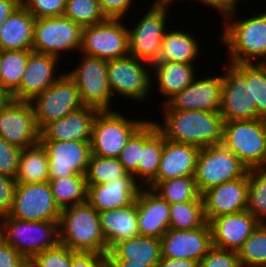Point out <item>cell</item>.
<instances>
[{
    "label": "cell",
    "mask_w": 266,
    "mask_h": 267,
    "mask_svg": "<svg viewBox=\"0 0 266 267\" xmlns=\"http://www.w3.org/2000/svg\"><path fill=\"white\" fill-rule=\"evenodd\" d=\"M151 69V64L131 55L109 60L107 73L112 95L118 94L132 101L143 102L150 97V91L153 89L151 87L153 76H150L152 72H149Z\"/></svg>",
    "instance_id": "cell-11"
},
{
    "label": "cell",
    "mask_w": 266,
    "mask_h": 267,
    "mask_svg": "<svg viewBox=\"0 0 266 267\" xmlns=\"http://www.w3.org/2000/svg\"><path fill=\"white\" fill-rule=\"evenodd\" d=\"M169 214V229L190 230L207 223L201 195L194 201L169 204Z\"/></svg>",
    "instance_id": "cell-37"
},
{
    "label": "cell",
    "mask_w": 266,
    "mask_h": 267,
    "mask_svg": "<svg viewBox=\"0 0 266 267\" xmlns=\"http://www.w3.org/2000/svg\"><path fill=\"white\" fill-rule=\"evenodd\" d=\"M146 187L151 188L169 204L194 201L201 195L197 190L194 176L150 182Z\"/></svg>",
    "instance_id": "cell-35"
},
{
    "label": "cell",
    "mask_w": 266,
    "mask_h": 267,
    "mask_svg": "<svg viewBox=\"0 0 266 267\" xmlns=\"http://www.w3.org/2000/svg\"><path fill=\"white\" fill-rule=\"evenodd\" d=\"M163 148L164 135L159 130L141 148L137 168V182L141 186L146 187L157 176Z\"/></svg>",
    "instance_id": "cell-38"
},
{
    "label": "cell",
    "mask_w": 266,
    "mask_h": 267,
    "mask_svg": "<svg viewBox=\"0 0 266 267\" xmlns=\"http://www.w3.org/2000/svg\"><path fill=\"white\" fill-rule=\"evenodd\" d=\"M222 75L223 87L220 114L224 121L255 120L256 106H252L251 81L230 63Z\"/></svg>",
    "instance_id": "cell-17"
},
{
    "label": "cell",
    "mask_w": 266,
    "mask_h": 267,
    "mask_svg": "<svg viewBox=\"0 0 266 267\" xmlns=\"http://www.w3.org/2000/svg\"><path fill=\"white\" fill-rule=\"evenodd\" d=\"M161 256L199 262L213 246L209 223L190 230L168 229L160 238Z\"/></svg>",
    "instance_id": "cell-19"
},
{
    "label": "cell",
    "mask_w": 266,
    "mask_h": 267,
    "mask_svg": "<svg viewBox=\"0 0 266 267\" xmlns=\"http://www.w3.org/2000/svg\"><path fill=\"white\" fill-rule=\"evenodd\" d=\"M60 213L48 182L16 183L7 216L24 221H59Z\"/></svg>",
    "instance_id": "cell-14"
},
{
    "label": "cell",
    "mask_w": 266,
    "mask_h": 267,
    "mask_svg": "<svg viewBox=\"0 0 266 267\" xmlns=\"http://www.w3.org/2000/svg\"><path fill=\"white\" fill-rule=\"evenodd\" d=\"M246 210L259 222L266 223V167L248 169Z\"/></svg>",
    "instance_id": "cell-41"
},
{
    "label": "cell",
    "mask_w": 266,
    "mask_h": 267,
    "mask_svg": "<svg viewBox=\"0 0 266 267\" xmlns=\"http://www.w3.org/2000/svg\"><path fill=\"white\" fill-rule=\"evenodd\" d=\"M263 123H264L265 129H266V118H263Z\"/></svg>",
    "instance_id": "cell-59"
},
{
    "label": "cell",
    "mask_w": 266,
    "mask_h": 267,
    "mask_svg": "<svg viewBox=\"0 0 266 267\" xmlns=\"http://www.w3.org/2000/svg\"><path fill=\"white\" fill-rule=\"evenodd\" d=\"M32 50H0V84L11 94L20 86Z\"/></svg>",
    "instance_id": "cell-36"
},
{
    "label": "cell",
    "mask_w": 266,
    "mask_h": 267,
    "mask_svg": "<svg viewBox=\"0 0 266 267\" xmlns=\"http://www.w3.org/2000/svg\"><path fill=\"white\" fill-rule=\"evenodd\" d=\"M222 144L248 169L266 167V129L263 118L226 121Z\"/></svg>",
    "instance_id": "cell-5"
},
{
    "label": "cell",
    "mask_w": 266,
    "mask_h": 267,
    "mask_svg": "<svg viewBox=\"0 0 266 267\" xmlns=\"http://www.w3.org/2000/svg\"><path fill=\"white\" fill-rule=\"evenodd\" d=\"M21 4L38 19L63 15L66 0H21Z\"/></svg>",
    "instance_id": "cell-46"
},
{
    "label": "cell",
    "mask_w": 266,
    "mask_h": 267,
    "mask_svg": "<svg viewBox=\"0 0 266 267\" xmlns=\"http://www.w3.org/2000/svg\"><path fill=\"white\" fill-rule=\"evenodd\" d=\"M248 168L223 144H215L200 149L195 184L202 194L207 189L243 177Z\"/></svg>",
    "instance_id": "cell-7"
},
{
    "label": "cell",
    "mask_w": 266,
    "mask_h": 267,
    "mask_svg": "<svg viewBox=\"0 0 266 267\" xmlns=\"http://www.w3.org/2000/svg\"><path fill=\"white\" fill-rule=\"evenodd\" d=\"M20 4L21 0H0V26Z\"/></svg>",
    "instance_id": "cell-54"
},
{
    "label": "cell",
    "mask_w": 266,
    "mask_h": 267,
    "mask_svg": "<svg viewBox=\"0 0 266 267\" xmlns=\"http://www.w3.org/2000/svg\"><path fill=\"white\" fill-rule=\"evenodd\" d=\"M99 218L108 251L118 242L140 235L135 201L122 208L101 212Z\"/></svg>",
    "instance_id": "cell-28"
},
{
    "label": "cell",
    "mask_w": 266,
    "mask_h": 267,
    "mask_svg": "<svg viewBox=\"0 0 266 267\" xmlns=\"http://www.w3.org/2000/svg\"><path fill=\"white\" fill-rule=\"evenodd\" d=\"M28 267H71V250L62 244L34 255Z\"/></svg>",
    "instance_id": "cell-44"
},
{
    "label": "cell",
    "mask_w": 266,
    "mask_h": 267,
    "mask_svg": "<svg viewBox=\"0 0 266 267\" xmlns=\"http://www.w3.org/2000/svg\"><path fill=\"white\" fill-rule=\"evenodd\" d=\"M30 103L39 131L47 124L64 118L71 111L83 106L76 85L65 73Z\"/></svg>",
    "instance_id": "cell-13"
},
{
    "label": "cell",
    "mask_w": 266,
    "mask_h": 267,
    "mask_svg": "<svg viewBox=\"0 0 266 267\" xmlns=\"http://www.w3.org/2000/svg\"><path fill=\"white\" fill-rule=\"evenodd\" d=\"M251 81L252 106H256L257 118H266V67L262 63L232 64Z\"/></svg>",
    "instance_id": "cell-39"
},
{
    "label": "cell",
    "mask_w": 266,
    "mask_h": 267,
    "mask_svg": "<svg viewBox=\"0 0 266 267\" xmlns=\"http://www.w3.org/2000/svg\"><path fill=\"white\" fill-rule=\"evenodd\" d=\"M194 1V0H193ZM202 2L203 5L211 6L217 11L221 12L220 14L225 16L231 12L237 11L238 0H198Z\"/></svg>",
    "instance_id": "cell-52"
},
{
    "label": "cell",
    "mask_w": 266,
    "mask_h": 267,
    "mask_svg": "<svg viewBox=\"0 0 266 267\" xmlns=\"http://www.w3.org/2000/svg\"><path fill=\"white\" fill-rule=\"evenodd\" d=\"M237 15L236 11L225 15L220 32L221 42L227 46L228 63L266 62V12L240 20Z\"/></svg>",
    "instance_id": "cell-2"
},
{
    "label": "cell",
    "mask_w": 266,
    "mask_h": 267,
    "mask_svg": "<svg viewBox=\"0 0 266 267\" xmlns=\"http://www.w3.org/2000/svg\"><path fill=\"white\" fill-rule=\"evenodd\" d=\"M63 15L82 27L97 24L107 19L98 0H66Z\"/></svg>",
    "instance_id": "cell-43"
},
{
    "label": "cell",
    "mask_w": 266,
    "mask_h": 267,
    "mask_svg": "<svg viewBox=\"0 0 266 267\" xmlns=\"http://www.w3.org/2000/svg\"><path fill=\"white\" fill-rule=\"evenodd\" d=\"M259 223L247 210L220 215L209 222L212 244L218 248L237 252Z\"/></svg>",
    "instance_id": "cell-22"
},
{
    "label": "cell",
    "mask_w": 266,
    "mask_h": 267,
    "mask_svg": "<svg viewBox=\"0 0 266 267\" xmlns=\"http://www.w3.org/2000/svg\"><path fill=\"white\" fill-rule=\"evenodd\" d=\"M82 26L64 15L35 20L32 51L55 56L80 50Z\"/></svg>",
    "instance_id": "cell-12"
},
{
    "label": "cell",
    "mask_w": 266,
    "mask_h": 267,
    "mask_svg": "<svg viewBox=\"0 0 266 267\" xmlns=\"http://www.w3.org/2000/svg\"><path fill=\"white\" fill-rule=\"evenodd\" d=\"M49 159L46 149L39 142L21 149L16 183L33 184L49 181Z\"/></svg>",
    "instance_id": "cell-32"
},
{
    "label": "cell",
    "mask_w": 266,
    "mask_h": 267,
    "mask_svg": "<svg viewBox=\"0 0 266 267\" xmlns=\"http://www.w3.org/2000/svg\"><path fill=\"white\" fill-rule=\"evenodd\" d=\"M207 222L225 214L246 210L248 197V172L236 180L211 187L202 194Z\"/></svg>",
    "instance_id": "cell-20"
},
{
    "label": "cell",
    "mask_w": 266,
    "mask_h": 267,
    "mask_svg": "<svg viewBox=\"0 0 266 267\" xmlns=\"http://www.w3.org/2000/svg\"><path fill=\"white\" fill-rule=\"evenodd\" d=\"M0 136L20 149L39 143L40 131L30 101L13 99L0 110Z\"/></svg>",
    "instance_id": "cell-15"
},
{
    "label": "cell",
    "mask_w": 266,
    "mask_h": 267,
    "mask_svg": "<svg viewBox=\"0 0 266 267\" xmlns=\"http://www.w3.org/2000/svg\"><path fill=\"white\" fill-rule=\"evenodd\" d=\"M116 267H153L145 263L132 262L131 260H111Z\"/></svg>",
    "instance_id": "cell-56"
},
{
    "label": "cell",
    "mask_w": 266,
    "mask_h": 267,
    "mask_svg": "<svg viewBox=\"0 0 266 267\" xmlns=\"http://www.w3.org/2000/svg\"><path fill=\"white\" fill-rule=\"evenodd\" d=\"M127 173L118 158L91 154L85 173L86 185L106 184Z\"/></svg>",
    "instance_id": "cell-40"
},
{
    "label": "cell",
    "mask_w": 266,
    "mask_h": 267,
    "mask_svg": "<svg viewBox=\"0 0 266 267\" xmlns=\"http://www.w3.org/2000/svg\"><path fill=\"white\" fill-rule=\"evenodd\" d=\"M133 0H98L106 18L122 19L130 10Z\"/></svg>",
    "instance_id": "cell-49"
},
{
    "label": "cell",
    "mask_w": 266,
    "mask_h": 267,
    "mask_svg": "<svg viewBox=\"0 0 266 267\" xmlns=\"http://www.w3.org/2000/svg\"><path fill=\"white\" fill-rule=\"evenodd\" d=\"M200 149L165 139L157 176L151 182L194 176Z\"/></svg>",
    "instance_id": "cell-26"
},
{
    "label": "cell",
    "mask_w": 266,
    "mask_h": 267,
    "mask_svg": "<svg viewBox=\"0 0 266 267\" xmlns=\"http://www.w3.org/2000/svg\"><path fill=\"white\" fill-rule=\"evenodd\" d=\"M110 260H131L157 267L161 259L160 239L138 235L129 240L118 242L107 253Z\"/></svg>",
    "instance_id": "cell-29"
},
{
    "label": "cell",
    "mask_w": 266,
    "mask_h": 267,
    "mask_svg": "<svg viewBox=\"0 0 266 267\" xmlns=\"http://www.w3.org/2000/svg\"><path fill=\"white\" fill-rule=\"evenodd\" d=\"M99 267H116V265L107 257Z\"/></svg>",
    "instance_id": "cell-57"
},
{
    "label": "cell",
    "mask_w": 266,
    "mask_h": 267,
    "mask_svg": "<svg viewBox=\"0 0 266 267\" xmlns=\"http://www.w3.org/2000/svg\"><path fill=\"white\" fill-rule=\"evenodd\" d=\"M123 19L105 21L82 28V54L114 60L129 55V32Z\"/></svg>",
    "instance_id": "cell-10"
},
{
    "label": "cell",
    "mask_w": 266,
    "mask_h": 267,
    "mask_svg": "<svg viewBox=\"0 0 266 267\" xmlns=\"http://www.w3.org/2000/svg\"><path fill=\"white\" fill-rule=\"evenodd\" d=\"M13 100L12 94L0 84V110Z\"/></svg>",
    "instance_id": "cell-55"
},
{
    "label": "cell",
    "mask_w": 266,
    "mask_h": 267,
    "mask_svg": "<svg viewBox=\"0 0 266 267\" xmlns=\"http://www.w3.org/2000/svg\"><path fill=\"white\" fill-rule=\"evenodd\" d=\"M152 4L134 28L128 29L129 55L151 65L157 62L161 55V43L166 32L170 5Z\"/></svg>",
    "instance_id": "cell-9"
},
{
    "label": "cell",
    "mask_w": 266,
    "mask_h": 267,
    "mask_svg": "<svg viewBox=\"0 0 266 267\" xmlns=\"http://www.w3.org/2000/svg\"><path fill=\"white\" fill-rule=\"evenodd\" d=\"M29 261L0 238V267H28Z\"/></svg>",
    "instance_id": "cell-50"
},
{
    "label": "cell",
    "mask_w": 266,
    "mask_h": 267,
    "mask_svg": "<svg viewBox=\"0 0 266 267\" xmlns=\"http://www.w3.org/2000/svg\"><path fill=\"white\" fill-rule=\"evenodd\" d=\"M99 110L82 106L64 118L47 124L40 131L39 141H78L90 142L93 120Z\"/></svg>",
    "instance_id": "cell-24"
},
{
    "label": "cell",
    "mask_w": 266,
    "mask_h": 267,
    "mask_svg": "<svg viewBox=\"0 0 266 267\" xmlns=\"http://www.w3.org/2000/svg\"><path fill=\"white\" fill-rule=\"evenodd\" d=\"M198 39L189 32L172 29L166 31L161 43V55L157 62H183L194 65L199 58Z\"/></svg>",
    "instance_id": "cell-31"
},
{
    "label": "cell",
    "mask_w": 266,
    "mask_h": 267,
    "mask_svg": "<svg viewBox=\"0 0 266 267\" xmlns=\"http://www.w3.org/2000/svg\"><path fill=\"white\" fill-rule=\"evenodd\" d=\"M81 58L79 66L76 65L75 69L65 74L76 85L82 104L99 111L114 110L111 107L114 100L108 82V61L85 54Z\"/></svg>",
    "instance_id": "cell-8"
},
{
    "label": "cell",
    "mask_w": 266,
    "mask_h": 267,
    "mask_svg": "<svg viewBox=\"0 0 266 267\" xmlns=\"http://www.w3.org/2000/svg\"><path fill=\"white\" fill-rule=\"evenodd\" d=\"M106 258V254L71 250V267H99Z\"/></svg>",
    "instance_id": "cell-51"
},
{
    "label": "cell",
    "mask_w": 266,
    "mask_h": 267,
    "mask_svg": "<svg viewBox=\"0 0 266 267\" xmlns=\"http://www.w3.org/2000/svg\"><path fill=\"white\" fill-rule=\"evenodd\" d=\"M48 183L55 203L61 210L87 201L85 175H72L49 179Z\"/></svg>",
    "instance_id": "cell-33"
},
{
    "label": "cell",
    "mask_w": 266,
    "mask_h": 267,
    "mask_svg": "<svg viewBox=\"0 0 266 267\" xmlns=\"http://www.w3.org/2000/svg\"><path fill=\"white\" fill-rule=\"evenodd\" d=\"M59 240L76 252L108 253L99 213L87 201L61 210Z\"/></svg>",
    "instance_id": "cell-3"
},
{
    "label": "cell",
    "mask_w": 266,
    "mask_h": 267,
    "mask_svg": "<svg viewBox=\"0 0 266 267\" xmlns=\"http://www.w3.org/2000/svg\"><path fill=\"white\" fill-rule=\"evenodd\" d=\"M145 121L127 118L115 110L98 111L92 124L91 154L118 158L127 140Z\"/></svg>",
    "instance_id": "cell-6"
},
{
    "label": "cell",
    "mask_w": 266,
    "mask_h": 267,
    "mask_svg": "<svg viewBox=\"0 0 266 267\" xmlns=\"http://www.w3.org/2000/svg\"><path fill=\"white\" fill-rule=\"evenodd\" d=\"M0 238L28 261L59 243V221H24L0 217Z\"/></svg>",
    "instance_id": "cell-4"
},
{
    "label": "cell",
    "mask_w": 266,
    "mask_h": 267,
    "mask_svg": "<svg viewBox=\"0 0 266 267\" xmlns=\"http://www.w3.org/2000/svg\"><path fill=\"white\" fill-rule=\"evenodd\" d=\"M198 267H242L236 251L212 246L198 262Z\"/></svg>",
    "instance_id": "cell-45"
},
{
    "label": "cell",
    "mask_w": 266,
    "mask_h": 267,
    "mask_svg": "<svg viewBox=\"0 0 266 267\" xmlns=\"http://www.w3.org/2000/svg\"><path fill=\"white\" fill-rule=\"evenodd\" d=\"M157 267H198V262L189 259H171L161 256Z\"/></svg>",
    "instance_id": "cell-53"
},
{
    "label": "cell",
    "mask_w": 266,
    "mask_h": 267,
    "mask_svg": "<svg viewBox=\"0 0 266 267\" xmlns=\"http://www.w3.org/2000/svg\"><path fill=\"white\" fill-rule=\"evenodd\" d=\"M59 60L52 55L31 51L20 86L12 93L13 99L31 101L46 91L63 75L62 73L58 77L55 75Z\"/></svg>",
    "instance_id": "cell-21"
},
{
    "label": "cell",
    "mask_w": 266,
    "mask_h": 267,
    "mask_svg": "<svg viewBox=\"0 0 266 267\" xmlns=\"http://www.w3.org/2000/svg\"><path fill=\"white\" fill-rule=\"evenodd\" d=\"M131 173L106 184L87 185V202L98 213L132 204L141 188Z\"/></svg>",
    "instance_id": "cell-23"
},
{
    "label": "cell",
    "mask_w": 266,
    "mask_h": 267,
    "mask_svg": "<svg viewBox=\"0 0 266 267\" xmlns=\"http://www.w3.org/2000/svg\"><path fill=\"white\" fill-rule=\"evenodd\" d=\"M21 149L0 136V174L15 179L18 171Z\"/></svg>",
    "instance_id": "cell-47"
},
{
    "label": "cell",
    "mask_w": 266,
    "mask_h": 267,
    "mask_svg": "<svg viewBox=\"0 0 266 267\" xmlns=\"http://www.w3.org/2000/svg\"><path fill=\"white\" fill-rule=\"evenodd\" d=\"M237 253L242 267L266 266V223H259Z\"/></svg>",
    "instance_id": "cell-42"
},
{
    "label": "cell",
    "mask_w": 266,
    "mask_h": 267,
    "mask_svg": "<svg viewBox=\"0 0 266 267\" xmlns=\"http://www.w3.org/2000/svg\"><path fill=\"white\" fill-rule=\"evenodd\" d=\"M222 76L195 79L180 92L162 103V110L219 112L222 97Z\"/></svg>",
    "instance_id": "cell-16"
},
{
    "label": "cell",
    "mask_w": 266,
    "mask_h": 267,
    "mask_svg": "<svg viewBox=\"0 0 266 267\" xmlns=\"http://www.w3.org/2000/svg\"><path fill=\"white\" fill-rule=\"evenodd\" d=\"M156 120H146L127 140L118 156L119 162L137 181V168L141 160V148L158 131Z\"/></svg>",
    "instance_id": "cell-34"
},
{
    "label": "cell",
    "mask_w": 266,
    "mask_h": 267,
    "mask_svg": "<svg viewBox=\"0 0 266 267\" xmlns=\"http://www.w3.org/2000/svg\"><path fill=\"white\" fill-rule=\"evenodd\" d=\"M15 186V179L0 174V217L7 215L12 207Z\"/></svg>",
    "instance_id": "cell-48"
},
{
    "label": "cell",
    "mask_w": 266,
    "mask_h": 267,
    "mask_svg": "<svg viewBox=\"0 0 266 267\" xmlns=\"http://www.w3.org/2000/svg\"><path fill=\"white\" fill-rule=\"evenodd\" d=\"M49 159V179L85 175L91 155L90 142L39 141Z\"/></svg>",
    "instance_id": "cell-18"
},
{
    "label": "cell",
    "mask_w": 266,
    "mask_h": 267,
    "mask_svg": "<svg viewBox=\"0 0 266 267\" xmlns=\"http://www.w3.org/2000/svg\"><path fill=\"white\" fill-rule=\"evenodd\" d=\"M164 123L156 122L165 139L202 149L222 144L224 118L220 112L162 110Z\"/></svg>",
    "instance_id": "cell-1"
},
{
    "label": "cell",
    "mask_w": 266,
    "mask_h": 267,
    "mask_svg": "<svg viewBox=\"0 0 266 267\" xmlns=\"http://www.w3.org/2000/svg\"><path fill=\"white\" fill-rule=\"evenodd\" d=\"M151 66L157 76L158 91L165 97V102L188 86L197 74L194 65L183 62H155Z\"/></svg>",
    "instance_id": "cell-30"
},
{
    "label": "cell",
    "mask_w": 266,
    "mask_h": 267,
    "mask_svg": "<svg viewBox=\"0 0 266 267\" xmlns=\"http://www.w3.org/2000/svg\"><path fill=\"white\" fill-rule=\"evenodd\" d=\"M176 1V0H175ZM155 2L156 4H172V2H174V0H155L153 1Z\"/></svg>",
    "instance_id": "cell-58"
},
{
    "label": "cell",
    "mask_w": 266,
    "mask_h": 267,
    "mask_svg": "<svg viewBox=\"0 0 266 267\" xmlns=\"http://www.w3.org/2000/svg\"><path fill=\"white\" fill-rule=\"evenodd\" d=\"M35 20L20 4L0 26V50H32Z\"/></svg>",
    "instance_id": "cell-27"
},
{
    "label": "cell",
    "mask_w": 266,
    "mask_h": 267,
    "mask_svg": "<svg viewBox=\"0 0 266 267\" xmlns=\"http://www.w3.org/2000/svg\"><path fill=\"white\" fill-rule=\"evenodd\" d=\"M140 235L160 239L170 226L169 203L149 187H141L135 198Z\"/></svg>",
    "instance_id": "cell-25"
}]
</instances>
